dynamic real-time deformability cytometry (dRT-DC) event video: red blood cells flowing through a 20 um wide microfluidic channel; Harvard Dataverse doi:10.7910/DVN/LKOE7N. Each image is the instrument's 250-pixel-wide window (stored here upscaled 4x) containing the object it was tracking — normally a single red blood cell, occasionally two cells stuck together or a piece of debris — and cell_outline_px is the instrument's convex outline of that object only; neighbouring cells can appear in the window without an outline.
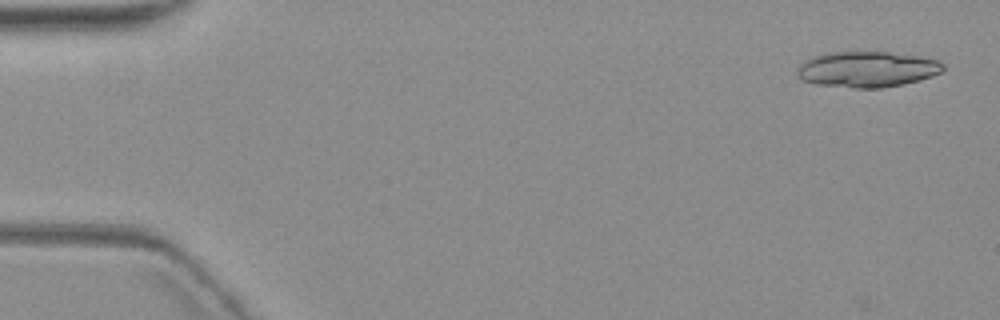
{"species": "common noctule bat (a hibernating species)", "species_latin": "Nyctalus noctula", "temperature_condition": "warm", "stored_images_in_passage": 7, "camera_frame_rate_fps": 3000, "um_per_image_px": 0.085, "animal": {"sex": "female", "body_mass_g": 19.3, "forearm_length_mm": 54.1}, "frame": {"image": 1, "passage_image": 1, "time_ms": 0.0, "image_size_px": [1000, 320], "cell_outline_px": [[944, 68], [940, 72], [932, 76], [920, 80], [904, 84], [880, 88], [852, 88], [816, 84], [800, 80], [796, 76], [796, 72], [800, 64], [812, 56], [828, 52], [888, 52], [916, 56], [936, 60], [944, 64]], "centroid_in_image_um": [73.65, 5.9], "position_along_channel_um": 11.3, "area_um2": 30.52}}